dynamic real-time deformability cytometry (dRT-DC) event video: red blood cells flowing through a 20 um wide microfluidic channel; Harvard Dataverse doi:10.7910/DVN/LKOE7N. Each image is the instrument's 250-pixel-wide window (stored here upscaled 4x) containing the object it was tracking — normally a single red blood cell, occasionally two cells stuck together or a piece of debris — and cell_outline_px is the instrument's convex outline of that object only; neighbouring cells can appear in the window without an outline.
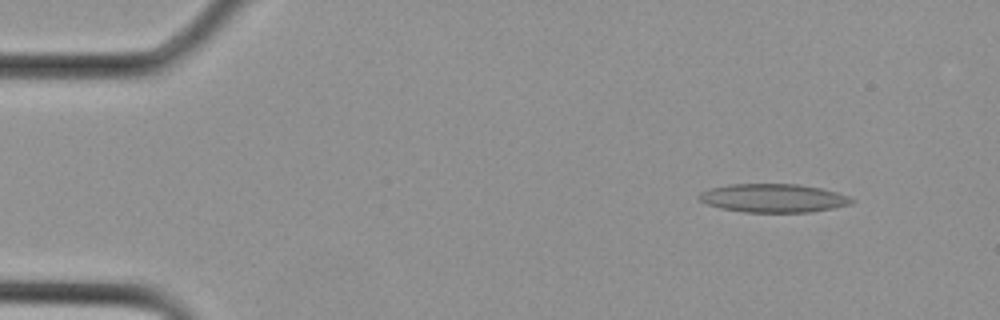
{"species": "Egyptian fruit bat (a non-hibernating species)", "species_latin": "Rousettus aegyptiacus", "temperature_condition": "cold", "stored_images_in_passage": 10, "camera_frame_rate_fps": 3000, "um_per_image_px": 0.085, "animal": {"sex": "female"}, "frame": {"image": 1, "passage_image": 1, "time_ms": 0.0, "image_size_px": [1000, 320], "cell_outline_px": [[856, 200], [852, 204], [812, 212], [744, 212], [720, 208], [708, 204], [700, 200], [696, 196], [700, 192], [708, 188], [728, 184], [800, 184], [820, 188], [836, 192], [848, 196]], "centroid_in_image_um": [65.71, 16.83], "position_along_channel_um": 19.3, "area_um2": 25.49}}
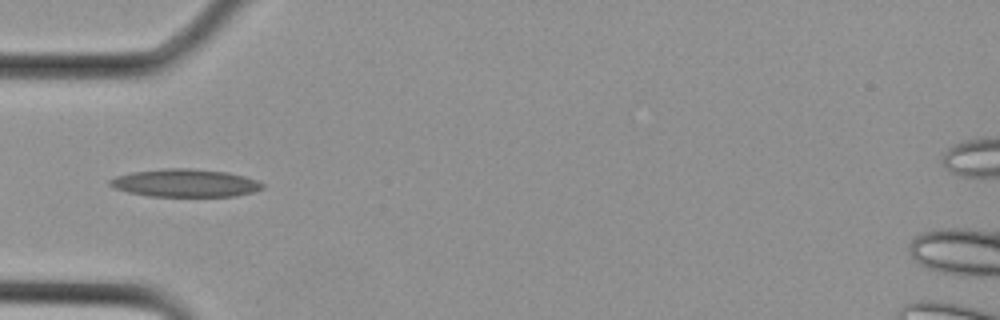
{"frame": {"image": 2, "passage_image": 7, "time_ms": 2.0, "image_size_px": [1000, 320], "cell_outline_px": [[264, 188], [252, 192], [236, 196], [148, 196], [128, 192], [116, 188], [108, 184], [108, 180], [116, 176], [132, 172], [164, 168], [188, 168], [228, 172], [244, 176], [256, 180], [264, 184]], "centroid_in_image_um": [15.74, 15.55], "position_along_channel_um": 69.3, "area_um2": 24.74}}
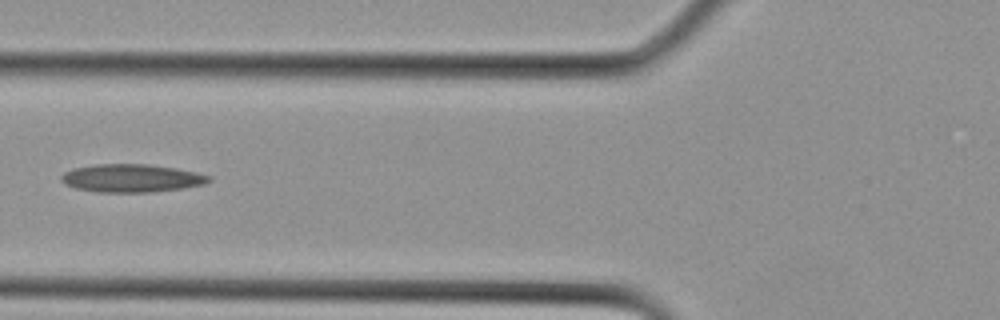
{"frame": {"image": 3, "passage_image": 9, "time_ms": 2.667, "image_size_px": [1000, 320], "cell_outline_px": [[212, 180], [204, 184], [184, 188], [152, 192], [100, 192], [76, 188], [64, 184], [60, 180], [60, 176], [64, 172], [72, 168], [96, 164], [148, 164], [176, 168], [196, 172], [212, 176]], "centroid_in_image_um": [11.18, 15.14], "position_along_channel_um": 114.6, "area_um2": 24.28}}